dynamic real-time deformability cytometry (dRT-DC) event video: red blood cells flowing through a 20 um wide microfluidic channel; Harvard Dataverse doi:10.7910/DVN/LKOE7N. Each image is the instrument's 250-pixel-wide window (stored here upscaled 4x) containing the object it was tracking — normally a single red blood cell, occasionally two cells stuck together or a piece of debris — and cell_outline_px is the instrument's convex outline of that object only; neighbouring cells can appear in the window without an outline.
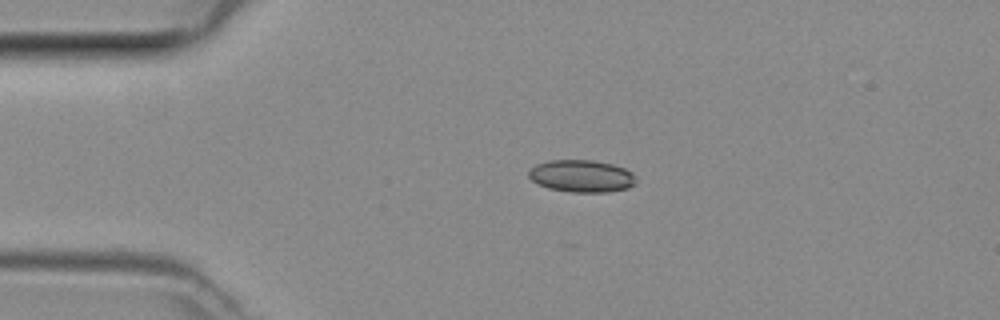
{"species": "common noctule bat (a hibernating species)", "species_latin": "Nyctalus noctula", "temperature_condition": "room temperature", "stored_images_in_passage": 38, "camera_frame_rate_fps": 3000, "um_per_image_px": 0.085, "animal": {"sex": "female", "body_mass_g": 29.2, "forearm_length_mm": 56.3}, "frame": {"image": 1, "passage_image": 1, "time_ms": 0.0, "image_size_px": [1000, 320], "cell_outline_px": [[636, 184], [628, 188], [604, 192], [572, 192], [548, 188], [532, 180], [528, 176], [528, 172], [536, 164], [552, 160], [592, 160], [612, 164], [624, 168], [632, 172], [636, 180]], "centroid_in_image_um": [49.45, 14.96], "position_along_channel_um": 35.5, "area_um2": 20.06}}
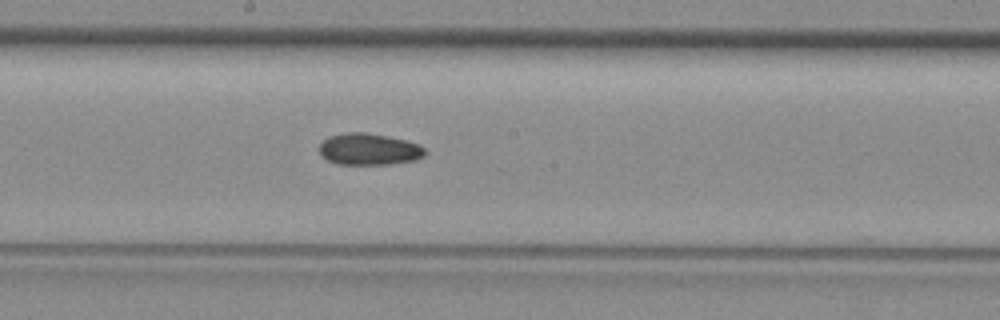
{"frame": {"image": 2, "passage_image": 16, "time_ms": 5.0, "image_size_px": [1000, 320], "cell_outline_px": [[428, 152], [424, 156], [416, 160], [392, 164], [336, 164], [320, 156], [320, 144], [328, 136], [348, 132], [364, 132], [388, 136], [408, 140], [420, 144]], "centroid_in_image_um": [31.4, 12.68], "position_along_channel_um": 216.8, "area_um2": 19.77}}
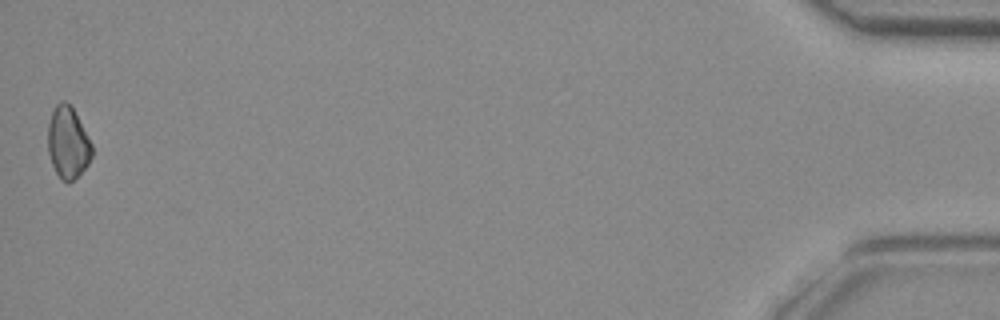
{"frame": {"image": 3, "passage_image": 38, "time_ms": 12.333, "image_size_px": [1000, 320], "cell_outline_px": [[92, 156], [88, 164], [68, 184], [60, 180], [52, 164], [48, 152], [48, 124], [52, 112], [56, 104], [60, 100], [64, 100], [72, 108], [92, 144]], "centroid_in_image_um": [5.75, 12.14], "position_along_channel_um": 429.4, "area_um2": 18.21}}